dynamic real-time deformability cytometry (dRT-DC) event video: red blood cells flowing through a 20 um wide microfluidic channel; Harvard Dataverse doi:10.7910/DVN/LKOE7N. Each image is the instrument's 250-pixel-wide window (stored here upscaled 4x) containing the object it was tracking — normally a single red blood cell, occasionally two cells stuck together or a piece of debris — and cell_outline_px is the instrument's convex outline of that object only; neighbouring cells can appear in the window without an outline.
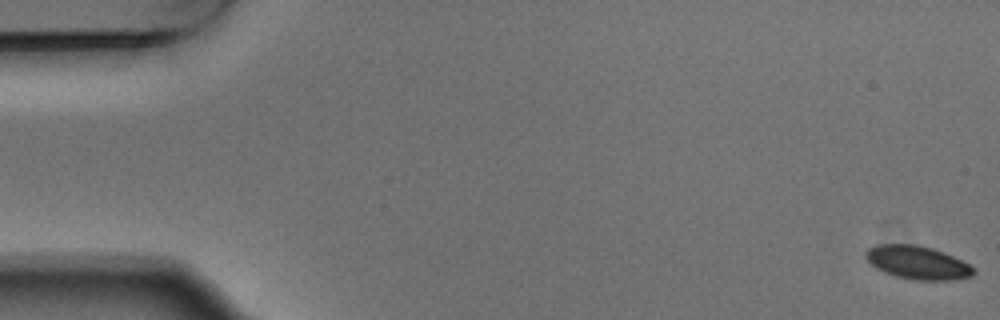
{"species": "Egyptian fruit bat (a non-hibernating species)", "species_latin": "Rousettus aegyptiacus", "temperature_condition": "warm", "stored_images_in_passage": 9, "camera_frame_rate_fps": 3000, "um_per_image_px": 0.085, "animal": {"sex": "male"}, "frame": {"image": 1, "passage_image": 1, "time_ms": 0.0, "image_size_px": [1000, 320], "cell_outline_px": [[976, 272], [972, 276], [952, 280], [912, 280], [896, 276], [884, 272], [876, 268], [864, 256], [864, 252], [868, 248], [876, 244], [916, 244], [932, 248], [944, 252], [968, 264]], "centroid_in_image_um": [77.96, 22.31], "position_along_channel_um": 7.0, "area_um2": 20.92}}
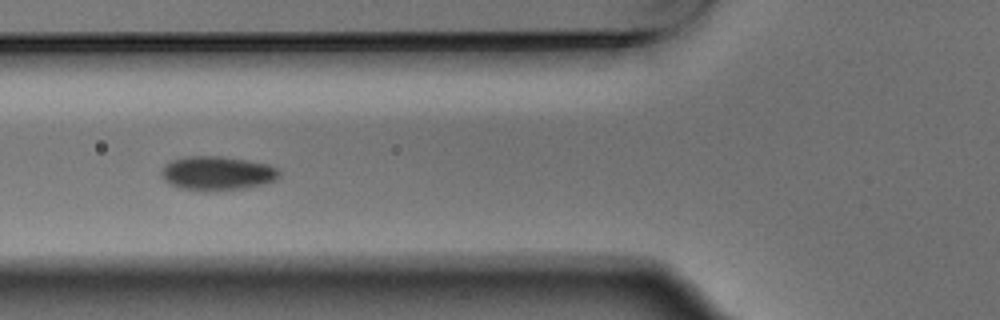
{"frame": {"image": 2, "passage_image": 6, "time_ms": 1.667, "image_size_px": [1000, 320], "cell_outline_px": [[280, 176], [276, 180], [264, 184], [248, 188], [208, 192], [204, 192], [180, 188], [168, 184], [160, 176], [160, 172], [164, 164], [172, 160], [184, 156], [220, 156], [248, 160], [268, 164], [276, 168], [280, 172]], "centroid_in_image_um": [18.43, 14.74], "position_along_channel_um": 107.4, "area_um2": 23.99}}
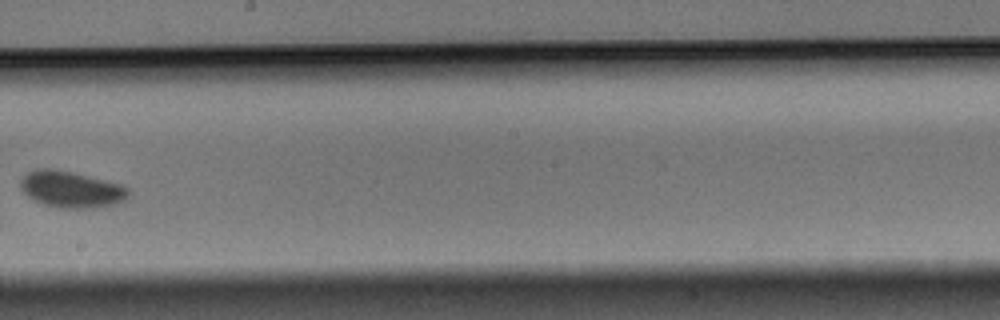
{"frame": {"image": 3, "passage_image": 9, "time_ms": 2.667, "image_size_px": [1000, 320], "cell_outline_px": [[128, 196], [124, 200], [116, 204], [92, 208], [60, 208], [44, 204], [28, 196], [20, 188], [20, 180], [28, 172], [36, 168], [52, 168], [72, 172], [120, 184], [128, 188]], "centroid_in_image_um": [6.03, 16.09], "position_along_channel_um": 242.2, "area_um2": 22.77}}